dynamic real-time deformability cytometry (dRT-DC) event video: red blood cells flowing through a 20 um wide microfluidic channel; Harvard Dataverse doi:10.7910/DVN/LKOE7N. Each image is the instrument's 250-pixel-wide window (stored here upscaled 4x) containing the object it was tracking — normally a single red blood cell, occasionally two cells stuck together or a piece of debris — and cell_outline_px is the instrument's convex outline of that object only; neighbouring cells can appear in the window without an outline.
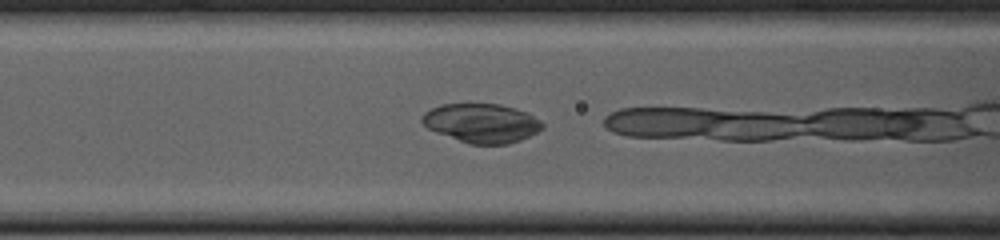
{"species": "common noctule bat (a hibernating species)", "species_latin": "Nyctalus noctula", "temperature_condition": "cold", "stored_images_in_passage": 31, "camera_frame_rate_fps": 3000, "um_per_image_px": 0.085, "animal": {"sex": "female", "body_mass_g": 23.0, "forearm_length_mm": 53.4}, "frame": {"image": 1, "passage_image": 17, "time_ms": 5.333, "image_size_px": [1000, 240], "cell_outline_px": [[544, 128], [520, 140], [508, 144], [468, 144], [436, 132], [428, 128], [420, 120], [420, 116], [424, 112], [440, 104], [500, 104], [516, 108], [528, 112], [540, 120], [544, 124]], "centroid_in_image_um": [40.93, 10.46], "position_along_channel_um": 125.7, "area_um2": 27.51}}
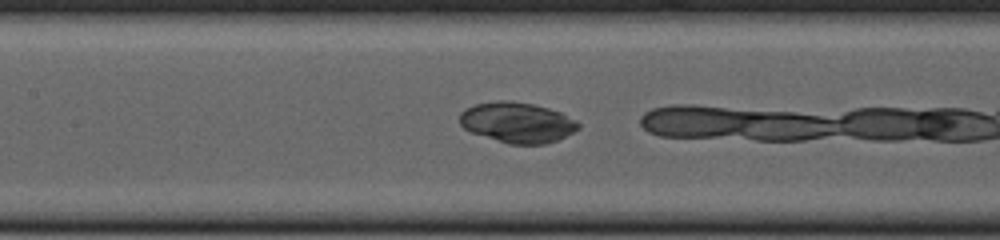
{"frame": {"image": 2, "passage_image": 20, "time_ms": 6.333, "image_size_px": [1000, 240], "cell_outline_px": [[580, 128], [556, 140], [544, 144], [508, 144], [472, 132], [464, 128], [460, 124], [460, 112], [464, 108], [476, 104], [496, 100], [512, 100], [532, 104], [548, 108], [560, 112], [576, 120], [580, 124]], "centroid_in_image_um": [43.95, 10.39], "position_along_channel_um": 163.5, "area_um2": 27.92}}
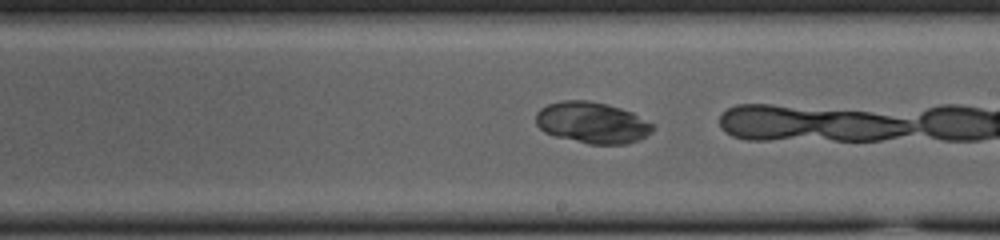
{"frame": {"image": 3, "passage_image": 26, "time_ms": 8.333, "image_size_px": [1000, 240], "cell_outline_px": [[656, 128], [652, 132], [640, 140], [628, 144], [588, 144], [556, 136], [544, 132], [536, 124], [536, 112], [540, 108], [548, 104], [564, 100], [588, 100], [608, 104], [632, 112], [656, 124]], "centroid_in_image_um": [50.38, 10.43], "position_along_channel_um": 238.6, "area_um2": 28.5}}